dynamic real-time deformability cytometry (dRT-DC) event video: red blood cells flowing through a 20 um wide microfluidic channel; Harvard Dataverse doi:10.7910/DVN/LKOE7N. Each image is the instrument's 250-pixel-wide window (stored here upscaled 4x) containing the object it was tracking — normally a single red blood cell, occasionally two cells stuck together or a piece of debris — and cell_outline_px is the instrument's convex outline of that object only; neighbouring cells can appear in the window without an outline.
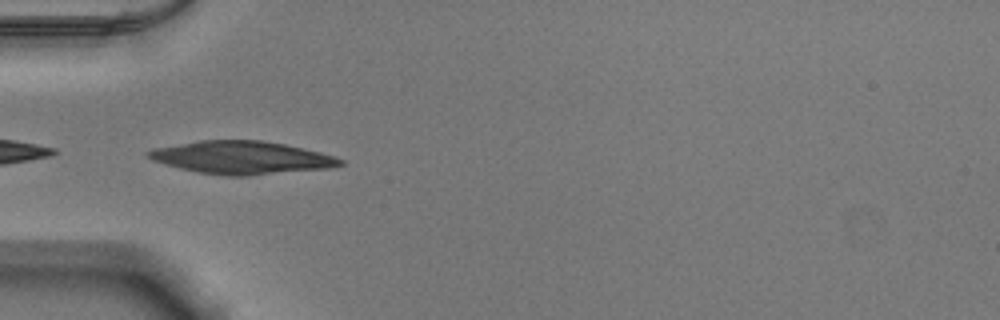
{"species": "Egyptian fruit bat (a non-hibernating species)", "species_latin": "Rousettus aegyptiacus", "temperature_condition": "warm", "stored_images_in_passage": 51, "camera_frame_rate_fps": 3000, "um_per_image_px": 0.085, "animal": {"sex": "male"}, "frame": {"image": 1, "passage_image": 17, "time_ms": 5.333, "image_size_px": [1000, 320], "cell_outline_px": [[344, 164], [328, 168], [248, 176], [224, 176], [196, 172], [164, 164], [152, 160], [144, 152], [152, 148], [200, 140], [260, 140], [284, 144], [320, 152], [336, 156], [344, 160]], "centroid_in_image_um": [20.51, 13.4], "position_along_channel_um": 64.5, "area_um2": 36.88}}
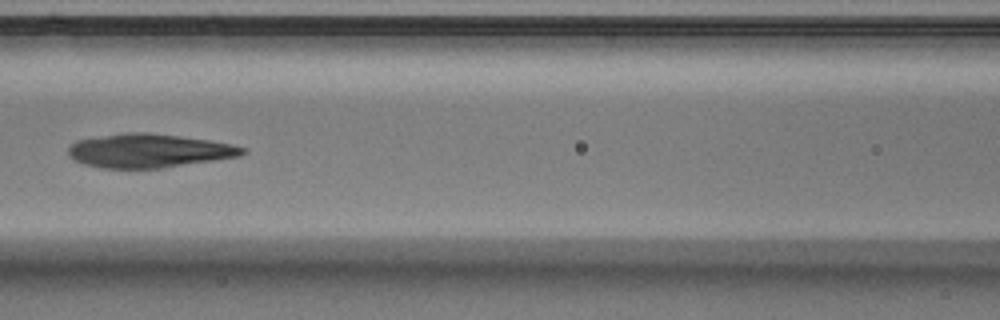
{"frame": {"image": 2, "passage_image": 24, "time_ms": 7.667, "image_size_px": [1000, 320], "cell_outline_px": [[248, 152], [240, 156], [164, 168], [100, 168], [84, 164], [68, 156], [68, 144], [76, 140], [124, 132], [148, 132], [180, 136], [208, 140], [232, 144], [248, 148]], "centroid_in_image_um": [12.66, 12.81], "position_along_channel_um": 153.9, "area_um2": 34.56}, "authors_computed_cell_mechanics": {"area_um2": 27.5128, "velocity_mm_per_s": 3.8916, "shape_relaxation_time_tau1_ms": 3.8439, "shape_relaxation_time_tau2_ms": 1.2888, "deformation_change_tau1": 0.2381, "deformation_change_tau2": 0.0655}}